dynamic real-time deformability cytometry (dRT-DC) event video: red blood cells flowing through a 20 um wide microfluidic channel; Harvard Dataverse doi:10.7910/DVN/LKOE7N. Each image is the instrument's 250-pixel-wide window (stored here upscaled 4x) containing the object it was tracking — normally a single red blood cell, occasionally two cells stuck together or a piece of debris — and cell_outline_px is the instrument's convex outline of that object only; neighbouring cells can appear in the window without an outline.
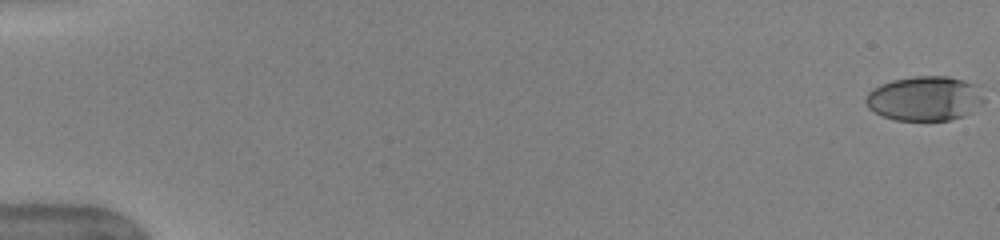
{"species": "human", "species_latin": "Homo sapiens", "temperature_condition": "warm", "stored_images_in_passage": 52, "camera_frame_rate_fps": 3000, "um_per_image_px": 0.085, "donor": {"sex": "female"}, "frame": {"image": 1, "passage_image": 1, "time_ms": 0.0, "image_size_px": [1000, 240], "cell_outline_px": [[984, 100], [964, 116], [952, 120], [896, 120], [884, 116], [868, 108], [864, 100], [868, 92], [872, 88], [880, 84], [892, 80], [912, 76], [948, 76], [980, 84]], "centroid_in_image_um": [78.61, 8.35], "position_along_channel_um": 6.4, "area_um2": 30.92}}
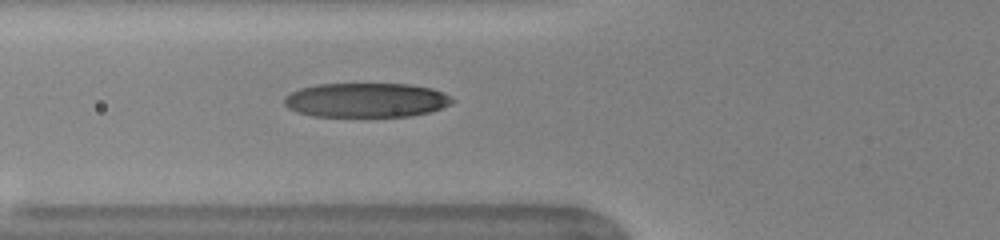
{"frame": {"image": 2, "passage_image": 21, "time_ms": 6.667, "image_size_px": [1000, 240], "cell_outline_px": [[456, 100], [452, 104], [432, 112], [412, 116], [312, 116], [288, 108], [284, 104], [284, 96], [300, 88], [316, 84], [412, 84], [432, 88]], "centroid_in_image_um": [31.15, 8.51], "position_along_channel_um": 94.7, "area_um2": 33.76}}
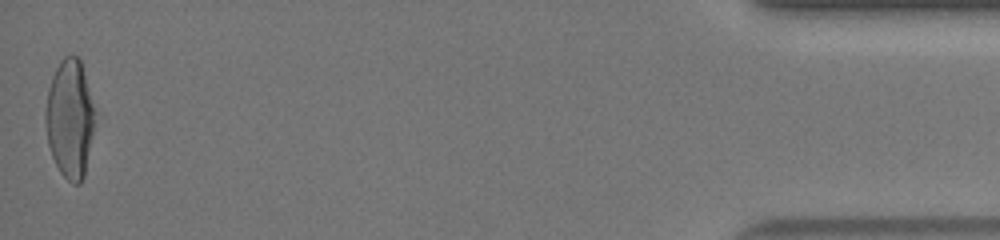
{"frame": {"image": 3, "passage_image": 52, "time_ms": 17.0, "image_size_px": [1000, 240], "cell_outline_px": [[96, 112], [84, 176], [80, 184], [72, 184], [60, 172], [52, 156], [48, 144], [44, 120], [44, 112], [48, 88], [52, 76], [60, 60], [64, 56], [80, 56]], "centroid_in_image_um": [5.92, 10.05], "position_along_channel_um": 429.3, "area_um2": 34.33}, "authors_computed_cell_mechanics": {"area_um2": 33.6974, "velocity_mm_per_s": 4.02, "shape_relaxation_time_tau1_ms": 3.9595, "shape_relaxation_time_tau2_ms": 0.879, "deformation_change_tau1": 0.2106, "deformation_change_tau2": 0.0796}}